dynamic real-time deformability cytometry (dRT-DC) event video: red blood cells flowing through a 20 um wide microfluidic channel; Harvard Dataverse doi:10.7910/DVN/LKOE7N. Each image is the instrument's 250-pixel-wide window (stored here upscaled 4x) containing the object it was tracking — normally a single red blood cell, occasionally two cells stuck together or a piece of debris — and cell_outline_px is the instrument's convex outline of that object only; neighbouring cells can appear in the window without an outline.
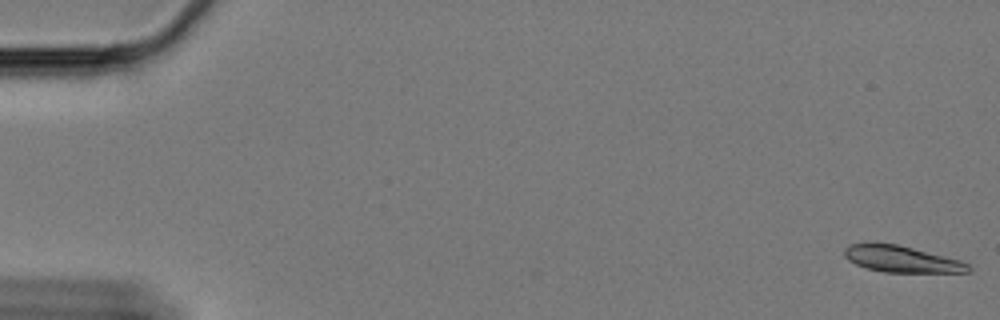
{"species": "Egyptian fruit bat (a non-hibernating species)", "species_latin": "Rousettus aegyptiacus", "temperature_condition": "cold", "stored_images_in_passage": 15, "camera_frame_rate_fps": 3000, "um_per_image_px": 0.085, "animal": {"sex": "female"}, "frame": {"image": 1, "passage_image": 1, "time_ms": 0.0, "image_size_px": [1000, 320], "cell_outline_px": [[972, 268], [968, 272], [884, 272], [868, 268], [856, 264], [848, 260], [844, 256], [844, 248], [848, 244], [896, 244], [960, 260], [968, 264]], "centroid_in_image_um": [76.63, 22.03], "position_along_channel_um": 8.4, "area_um2": 18.67}}